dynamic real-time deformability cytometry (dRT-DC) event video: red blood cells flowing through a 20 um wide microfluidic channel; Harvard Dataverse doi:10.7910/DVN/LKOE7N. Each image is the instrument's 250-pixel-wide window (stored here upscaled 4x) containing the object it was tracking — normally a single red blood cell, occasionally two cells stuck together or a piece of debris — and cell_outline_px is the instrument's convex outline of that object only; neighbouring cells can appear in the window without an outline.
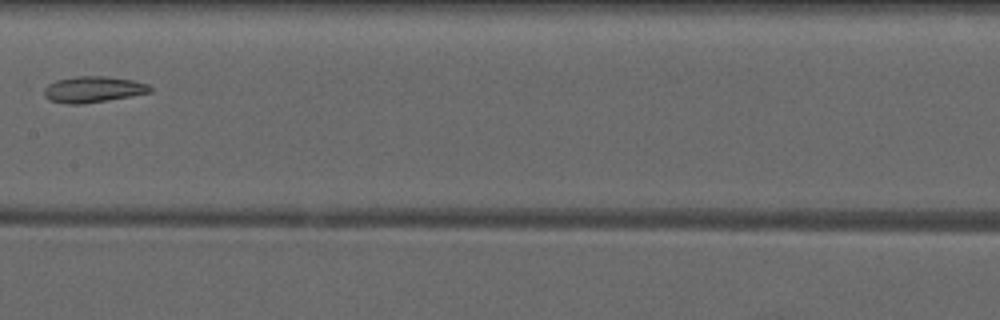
{"species": "common noctule bat (a hibernating species)", "species_latin": "Nyctalus noctula", "temperature_condition": "warm", "stored_images_in_passage": 4, "camera_frame_rate_fps": 3000, "um_per_image_px": 0.085, "animal": {"sex": "male", "forearm_length_mm": 52.5}, "frame": {"image": 1, "passage_image": 4, "time_ms": 3.667, "image_size_px": [1000, 320], "cell_outline_px": [[152, 92], [80, 104], [64, 104], [48, 100], [44, 96], [44, 88], [48, 84], [56, 80], [76, 76], [104, 76], [132, 80], [148, 84], [152, 88]], "centroid_in_image_um": [7.86, 7.59], "position_along_channel_um": 199.5, "area_um2": 16.01}}